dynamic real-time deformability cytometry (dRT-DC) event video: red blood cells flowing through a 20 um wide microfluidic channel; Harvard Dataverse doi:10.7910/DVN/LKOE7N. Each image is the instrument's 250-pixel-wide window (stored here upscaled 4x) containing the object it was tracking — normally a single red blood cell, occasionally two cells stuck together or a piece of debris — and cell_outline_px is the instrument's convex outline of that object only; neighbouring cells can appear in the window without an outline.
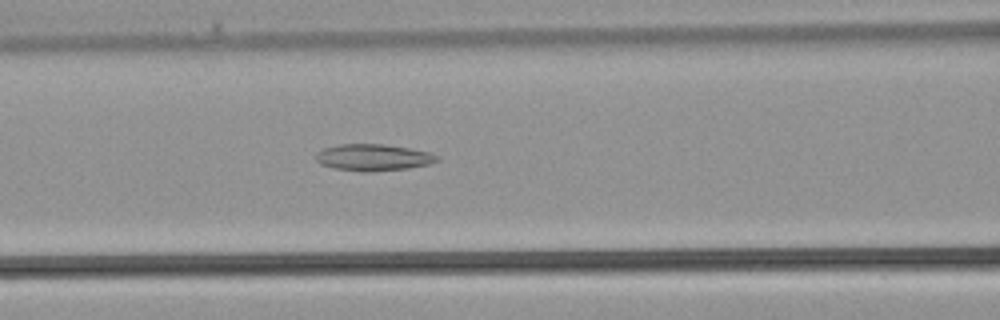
{"species": "common noctule bat (a hibernating species)", "species_latin": "Nyctalus noctula", "temperature_condition": "warm", "stored_images_in_passage": 31, "camera_frame_rate_fps": 3000, "um_per_image_px": 0.085, "animal": {"sex": "male", "body_mass_g": 21.5, "forearm_length_mm": 52.0}, "frame": {"image": 1, "passage_image": 9, "time_ms": 2.667, "image_size_px": [1000, 320], "cell_outline_px": [[440, 160], [428, 164], [408, 168], [368, 172], [360, 172], [336, 168], [320, 164], [316, 160], [316, 152], [324, 148], [340, 144], [384, 144], [408, 148], [428, 152], [440, 156]], "centroid_in_image_um": [31.72, 13.38], "position_along_channel_um": 134.9, "area_um2": 18.79}}
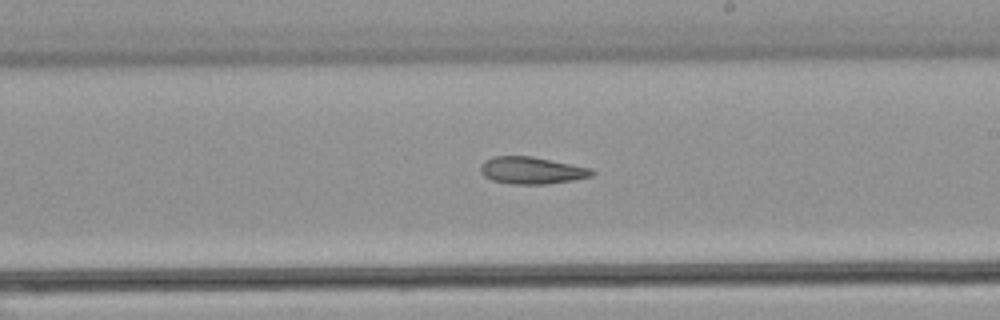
{"frame": {"image": 2, "passage_image": 15, "time_ms": 4.667, "image_size_px": [1000, 320], "cell_outline_px": [[596, 172], [592, 176], [572, 180], [548, 184], [512, 184], [492, 180], [484, 176], [480, 172], [480, 168], [484, 160], [496, 156], [532, 156], [588, 168]], "centroid_in_image_um": [45.16, 14.49], "position_along_channel_um": 243.8, "area_um2": 17.4}}
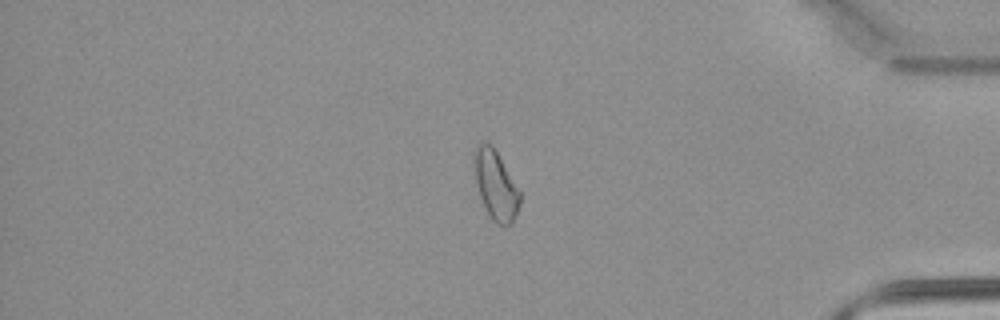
{"frame": {"image": 3, "passage_image": 25, "time_ms": 8.0, "image_size_px": [1000, 320], "cell_outline_px": [[520, 204], [512, 224], [496, 224], [492, 220], [480, 196], [476, 180], [472, 160], [472, 152], [476, 144], [484, 140], [492, 144], [520, 192]], "centroid_in_image_um": [42.09, 15.66], "position_along_channel_um": 393.1, "area_um2": 18.38}}